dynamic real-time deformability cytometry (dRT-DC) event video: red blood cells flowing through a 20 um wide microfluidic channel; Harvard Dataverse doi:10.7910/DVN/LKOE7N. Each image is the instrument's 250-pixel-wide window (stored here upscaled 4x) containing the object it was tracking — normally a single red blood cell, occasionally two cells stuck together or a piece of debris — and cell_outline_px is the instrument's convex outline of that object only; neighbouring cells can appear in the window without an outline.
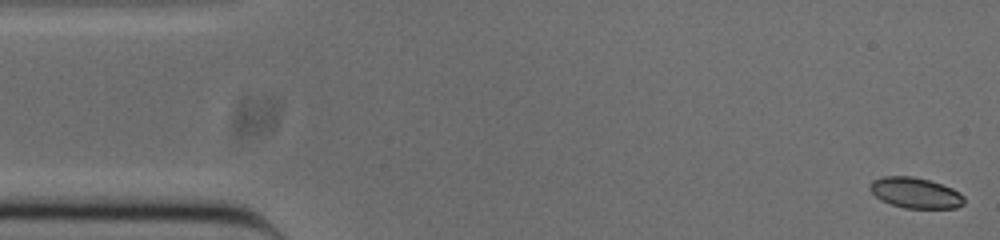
{"species": "common noctule bat (a hibernating species)", "species_latin": "Nyctalus noctula", "temperature_condition": "cold", "stored_images_in_passage": 52, "camera_frame_rate_fps": 3000, "um_per_image_px": 0.085, "animal": {"sex": "male", "body_mass_g": 20.0, "forearm_length_mm": 53.3}, "frame": {"image": 1, "passage_image": 1, "time_ms": 0.0, "image_size_px": [1000, 240], "cell_outline_px": [[964, 204], [956, 208], [904, 208], [880, 200], [868, 188], [868, 184], [872, 180], [884, 176], [912, 176], [928, 180], [952, 188], [960, 192], [964, 196]], "centroid_in_image_um": [77.79, 16.39], "position_along_channel_um": 7.2, "area_um2": 16.88}}
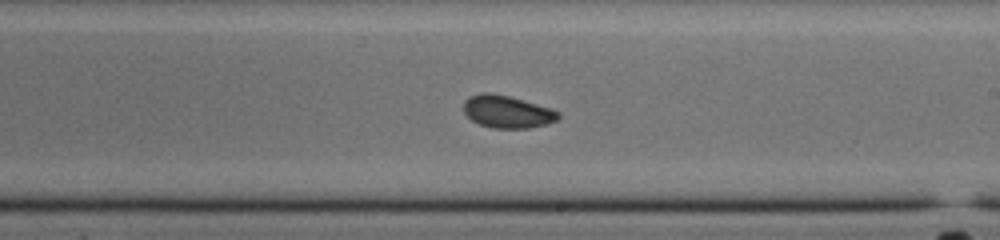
{"frame": {"image": 2, "passage_image": 29, "time_ms": 9.333, "image_size_px": [1000, 240], "cell_outline_px": [[560, 116], [556, 120], [548, 124], [528, 128], [492, 128], [480, 124], [472, 120], [464, 112], [464, 100], [468, 96], [480, 92], [488, 92], [508, 96], [552, 108], [560, 112]], "centroid_in_image_um": [43.11, 9.49], "position_along_channel_um": 245.9, "area_um2": 17.98}}
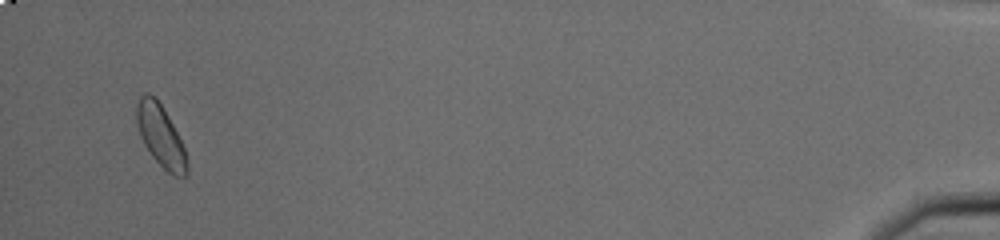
{"frame": {"image": 3, "passage_image": 50, "time_ms": 16.333, "image_size_px": [1000, 240], "cell_outline_px": [[188, 176], [172, 176], [152, 156], [144, 144], [140, 136], [136, 120], [136, 104], [140, 96], [144, 92], [148, 92], [156, 96], [172, 124], [184, 148], [188, 160]], "centroid_in_image_um": [13.65, 11.53], "position_along_channel_um": 421.6, "area_um2": 18.09}, "authors_computed_cell_mechanics": {"area_um2": 17.6868, "velocity_mm_per_s": 3.8367, "shape_relaxation_time_tau1_ms": 6.4741, "shape_relaxation_time_tau2_ms": 1.8827, "deformation_change_tau1": 0.1114, "deformation_change_tau2": 0.0527}}